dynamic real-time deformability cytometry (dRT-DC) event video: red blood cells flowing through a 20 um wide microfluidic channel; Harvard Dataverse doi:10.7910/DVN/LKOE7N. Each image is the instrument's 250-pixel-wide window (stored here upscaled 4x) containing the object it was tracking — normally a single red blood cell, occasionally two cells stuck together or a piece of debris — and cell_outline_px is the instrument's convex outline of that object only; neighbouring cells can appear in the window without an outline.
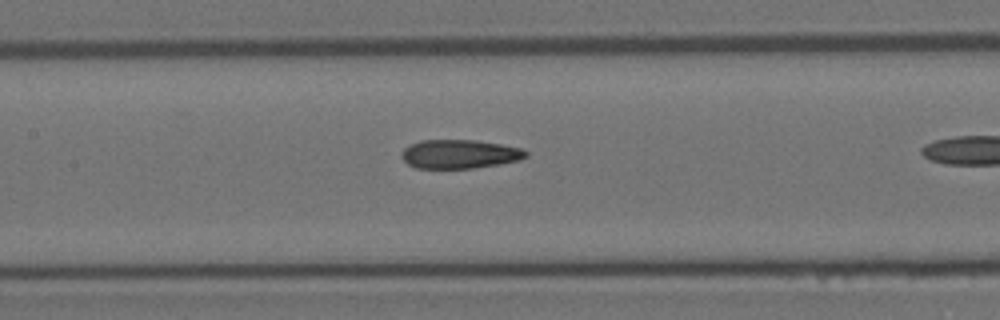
{"species": "Egyptian fruit bat (a non-hibernating species)", "species_latin": "Rousettus aegyptiacus", "temperature_condition": "room temperature", "stored_images_in_passage": 27, "camera_frame_rate_fps": 3000, "um_per_image_px": 0.085, "animal": {"sex": "female"}, "frame": {"image": 1, "passage_image": 20, "time_ms": 6.333, "image_size_px": [1000, 320], "cell_outline_px": [[528, 156], [520, 160], [500, 164], [472, 168], [416, 168], [408, 164], [400, 156], [400, 152], [404, 148], [420, 140], [476, 140], [500, 144], [520, 148], [528, 152]], "centroid_in_image_um": [39.06, 13.09], "position_along_channel_um": 168.3, "area_um2": 20.92}}
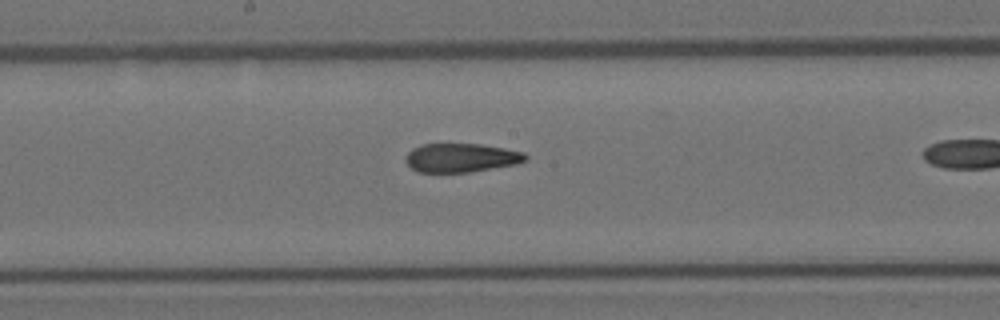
{"frame": {"image": 2, "passage_image": 23, "time_ms": 7.333, "image_size_px": [1000, 320], "cell_outline_px": [[528, 160], [520, 164], [472, 172], [416, 172], [404, 160], [404, 156], [412, 148], [420, 144], [480, 144], [504, 148], [524, 152], [528, 156]], "centroid_in_image_um": [39.22, 13.41], "position_along_channel_um": 209.0, "area_um2": 20.52}}